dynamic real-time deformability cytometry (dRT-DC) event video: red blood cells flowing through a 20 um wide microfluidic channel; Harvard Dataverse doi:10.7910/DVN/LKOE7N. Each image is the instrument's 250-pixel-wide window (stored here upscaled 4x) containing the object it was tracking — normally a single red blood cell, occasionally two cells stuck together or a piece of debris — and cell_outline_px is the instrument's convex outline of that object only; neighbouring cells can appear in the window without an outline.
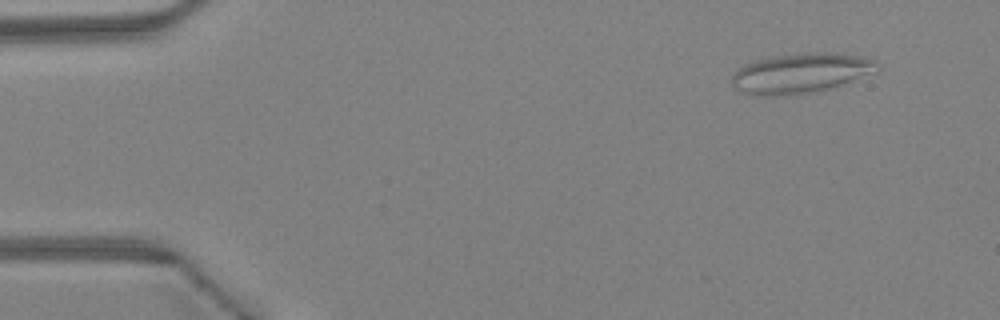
{"species": "Egyptian fruit bat (a non-hibernating species)", "species_latin": "Rousettus aegyptiacus", "temperature_condition": "warm", "stored_images_in_passage": 44, "camera_frame_rate_fps": 3000, "um_per_image_px": 0.085, "animal": {"sex": "female"}, "frame": {"image": 1, "passage_image": 4, "time_ms": 1.0, "image_size_px": [1000, 320], "cell_outline_px": [[880, 68], [876, 72], [828, 88], [808, 92], [776, 96], [764, 96], [744, 92], [736, 88], [732, 84], [732, 76], [744, 64], [768, 56], [804, 52], [832, 52], [860, 56], [876, 60], [880, 64]], "centroid_in_image_um": [68.08, 6.18], "position_along_channel_um": 16.9, "area_um2": 33.64}}
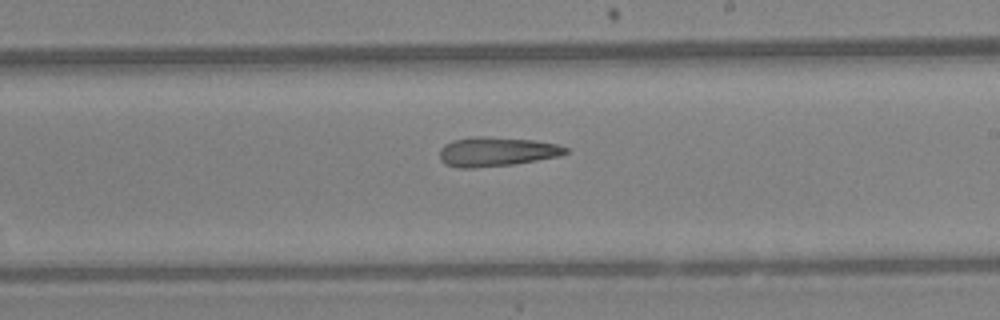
{"frame": {"image": 2, "passage_image": 26, "time_ms": 8.333, "image_size_px": [1000, 320], "cell_outline_px": [[568, 152], [560, 156], [512, 164], [472, 168], [456, 168], [444, 164], [440, 160], [440, 148], [444, 144], [452, 140], [472, 136], [484, 136], [532, 140], [556, 144], [568, 148]], "centroid_in_image_um": [42.14, 12.89], "position_along_channel_um": 246.9, "area_um2": 21.56}}
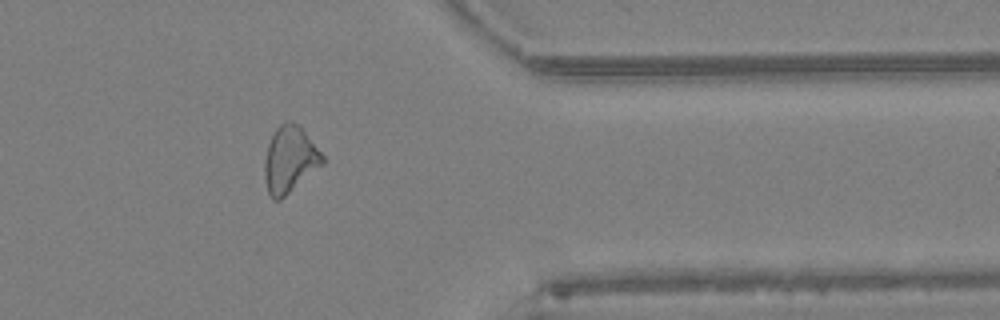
{"frame": {"image": 3, "passage_image": 36, "time_ms": 11.667, "image_size_px": [1000, 320], "cell_outline_px": [[324, 164], [280, 200], [272, 200], [268, 192], [264, 180], [264, 160], [268, 144], [276, 128], [280, 124], [288, 120], [292, 120], [304, 132], [324, 156]], "centroid_in_image_um": [24.61, 13.59], "position_along_channel_um": 386.8, "area_um2": 22.31}}